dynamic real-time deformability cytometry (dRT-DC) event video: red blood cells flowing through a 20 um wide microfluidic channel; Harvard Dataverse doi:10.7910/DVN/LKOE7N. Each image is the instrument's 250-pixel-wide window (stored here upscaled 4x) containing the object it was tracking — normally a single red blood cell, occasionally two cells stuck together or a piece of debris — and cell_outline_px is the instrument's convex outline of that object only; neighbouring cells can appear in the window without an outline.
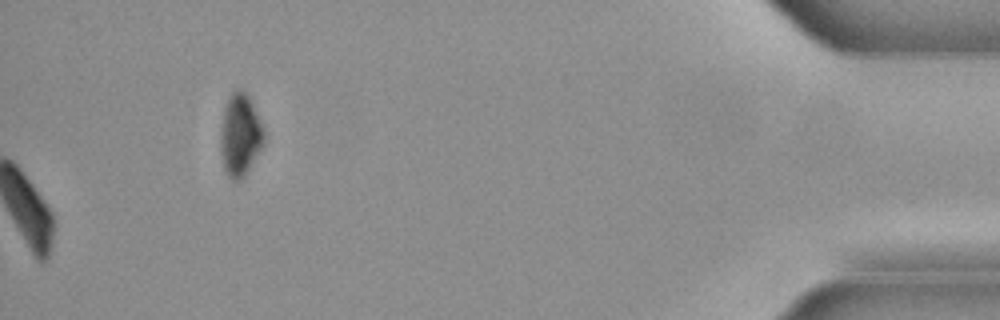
{"species": "common noctule bat (a hibernating species)", "species_latin": "Nyctalus noctula", "temperature_condition": "cold", "stored_images_in_passage": 49, "camera_frame_rate_fps": 3000, "um_per_image_px": 0.085, "animal": {"sex": "male", "body_mass_g": 21.5, "forearm_length_mm": 52.0}, "frame": {"image": 1, "passage_image": 49, "time_ms": 16.0, "image_size_px": [1000, 320], "cell_outline_px": [[264, 144], [244, 176], [236, 180], [232, 180], [228, 176], [224, 168], [220, 152], [220, 132], [224, 108], [232, 92], [236, 88], [240, 88], [248, 96], [264, 128]], "centroid_in_image_um": [20.4, 11.47], "position_along_channel_um": 414.8, "area_um2": 20.69}}